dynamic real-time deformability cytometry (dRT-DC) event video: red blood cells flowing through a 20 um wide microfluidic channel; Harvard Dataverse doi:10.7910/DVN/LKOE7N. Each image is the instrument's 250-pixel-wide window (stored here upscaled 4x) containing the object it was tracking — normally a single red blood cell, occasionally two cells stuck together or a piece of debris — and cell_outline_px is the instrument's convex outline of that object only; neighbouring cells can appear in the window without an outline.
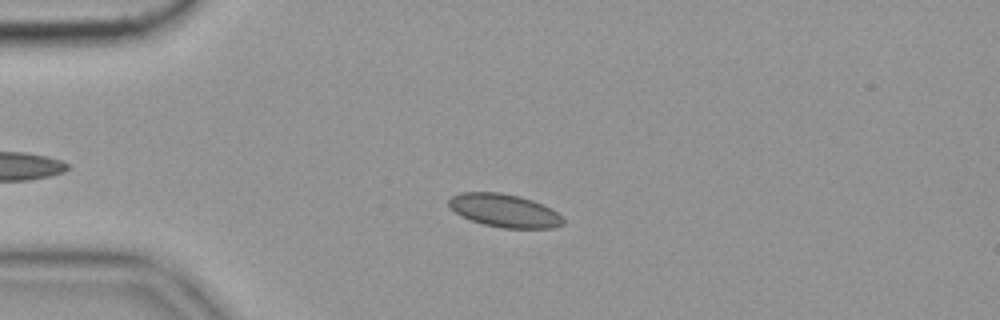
{"species": "common noctule bat (a hibernating species)", "species_latin": "Nyctalus noctula", "temperature_condition": "cold", "stored_images_in_passage": 48, "camera_frame_rate_fps": 3000, "um_per_image_px": 0.085, "animal": {"sex": "female", "body_mass_g": 19.9}, "frame": {"image": 1, "passage_image": 14, "time_ms": 4.333, "image_size_px": [1000, 320], "cell_outline_px": [[564, 224], [552, 228], [504, 228], [484, 224], [460, 216], [448, 204], [448, 200], [452, 196], [460, 192], [500, 192], [520, 196], [532, 200], [564, 216]], "centroid_in_image_um": [42.87, 17.89], "position_along_channel_um": 42.1, "area_um2": 21.96}}
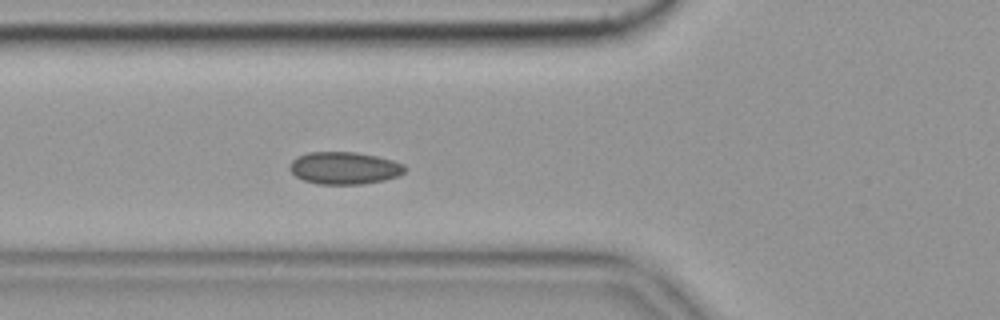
{"frame": {"image": 2, "passage_image": 21, "time_ms": 6.667, "image_size_px": [1000, 320], "cell_outline_px": [[408, 168], [400, 176], [384, 180], [360, 184], [316, 184], [304, 180], [296, 176], [288, 168], [292, 160], [296, 156], [308, 152], [356, 152], [376, 156], [392, 160], [404, 164]], "centroid_in_image_um": [29.28, 14.28], "position_along_channel_um": 96.5, "area_um2": 21.85}, "authors_computed_cell_mechanics": {"area_um2": 21.2993, "velocity_mm_per_s": 3.4763, "shape_relaxation_time_tau1_ms": null, "shape_relaxation_time_tau2_ms": 10.6391, "deformation_change_tau1": null, "deformation_change_tau2": 0.1032}}